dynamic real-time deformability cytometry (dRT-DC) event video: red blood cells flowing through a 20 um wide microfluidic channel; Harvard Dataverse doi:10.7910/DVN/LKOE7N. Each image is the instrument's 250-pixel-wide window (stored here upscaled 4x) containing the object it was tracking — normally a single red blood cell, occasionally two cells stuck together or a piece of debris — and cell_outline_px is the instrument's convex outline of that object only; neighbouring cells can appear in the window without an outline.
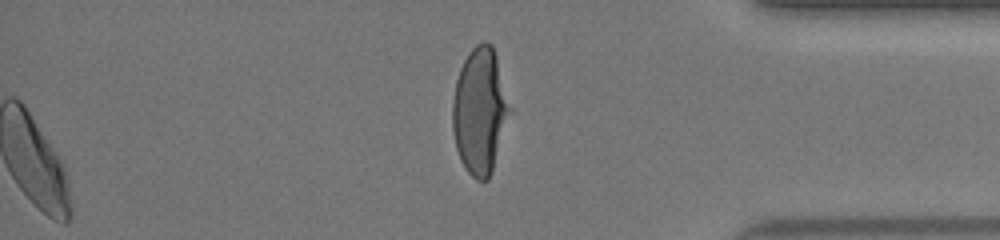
{"species": "human", "species_latin": "Homo sapiens", "temperature_condition": "warm", "stored_images_in_passage": 42, "segment_of_instrument_passage": [2, 2], "camera_frame_rate_fps": 3000, "um_per_image_px": 0.085, "donor": {"sex": "female"}, "frame": {"image": 1, "passage_image": 42, "time_ms": 13.667, "image_size_px": [1000, 240], "cell_outline_px": [[512, 112], [488, 180], [476, 180], [464, 168], [460, 160], [456, 148], [452, 128], [452, 100], [456, 80], [460, 68], [468, 52], [476, 44], [484, 40], [492, 44], [496, 56], [512, 108]], "centroid_in_image_um": [40.79, 9.41], "position_along_channel_um": 394.4, "area_um2": 42.43}}